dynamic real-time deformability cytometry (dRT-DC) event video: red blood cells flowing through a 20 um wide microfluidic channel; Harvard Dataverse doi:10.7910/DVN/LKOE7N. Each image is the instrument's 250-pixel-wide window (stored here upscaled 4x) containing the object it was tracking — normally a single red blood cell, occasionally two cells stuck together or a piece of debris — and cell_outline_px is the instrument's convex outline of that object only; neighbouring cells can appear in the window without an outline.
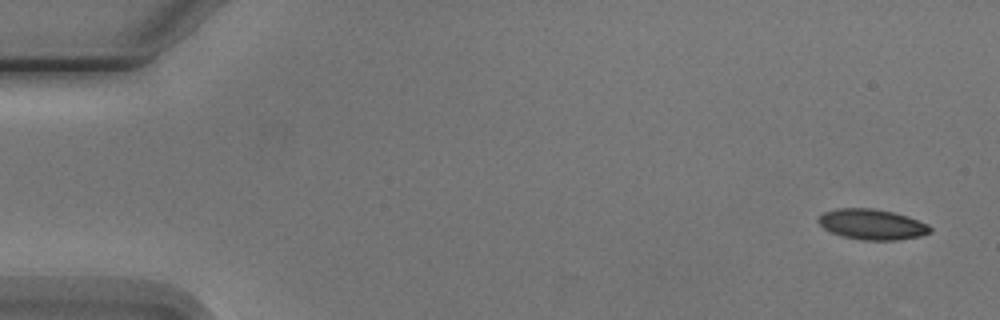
{"species": "Egyptian fruit bat (a non-hibernating species)", "species_latin": "Rousettus aegyptiacus", "temperature_condition": "cold", "stored_images_in_passage": 6, "camera_frame_rate_fps": 3000, "um_per_image_px": 0.085, "animal": {"sex": "male"}, "frame": {"image": 1, "passage_image": 1, "time_ms": 0.0, "image_size_px": [1000, 320], "cell_outline_px": [[932, 232], [920, 236], [896, 240], [860, 240], [844, 236], [832, 232], [824, 228], [816, 220], [824, 212], [836, 208], [872, 208], [892, 212], [908, 216], [928, 224], [932, 228]], "centroid_in_image_um": [74.14, 19.07], "position_along_channel_um": 10.9, "area_um2": 19.83}}
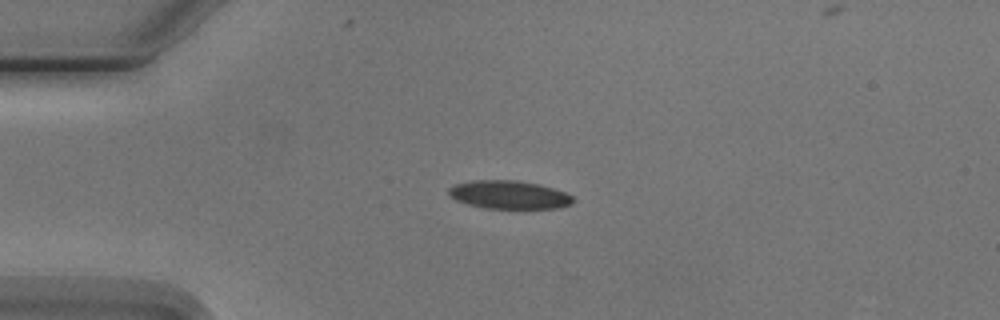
{"frame": {"image": 2, "passage_image": 4, "time_ms": 3.667, "image_size_px": [1000, 320], "cell_outline_px": [[576, 200], [572, 204], [560, 208], [484, 208], [468, 204], [456, 200], [448, 192], [448, 188], [452, 184], [472, 180], [516, 180], [536, 184], [552, 188], [564, 192], [572, 196]], "centroid_in_image_um": [43.26, 16.55], "position_along_channel_um": 41.7, "area_um2": 20.46}}